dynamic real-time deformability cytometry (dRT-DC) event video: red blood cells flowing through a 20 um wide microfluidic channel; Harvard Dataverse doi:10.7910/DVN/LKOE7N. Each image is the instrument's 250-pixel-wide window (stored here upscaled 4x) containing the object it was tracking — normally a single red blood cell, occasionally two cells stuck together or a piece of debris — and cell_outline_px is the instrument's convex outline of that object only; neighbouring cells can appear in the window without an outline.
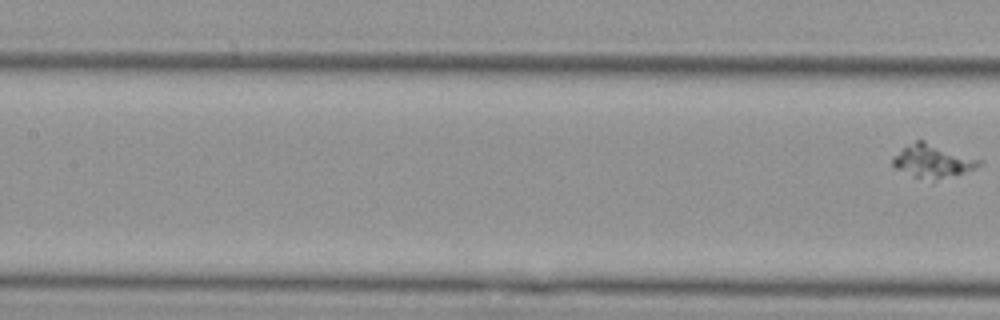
{"species": "Egyptian fruit bat (a non-hibernating species)", "species_latin": "Rousettus aegyptiacus", "temperature_condition": "cold", "stored_images_in_passage": 11, "segment_of_instrument_passage": [2, 2], "camera_frame_rate_fps": 3000, "um_per_image_px": 0.085, "animal": {"sex": "female"}, "frame": {"image": 1, "passage_image": 11, "time_ms": 3.333, "image_size_px": [1000, 320], "cell_outline_px": [[984, 164], [976, 168], [960, 172], [940, 176], [916, 176], [896, 168], [892, 164], [892, 156], [916, 140], [924, 140], [984, 160]], "centroid_in_image_um": [79.31, 13.6], "position_along_channel_um": 128.1, "area_um2": 15.78}}